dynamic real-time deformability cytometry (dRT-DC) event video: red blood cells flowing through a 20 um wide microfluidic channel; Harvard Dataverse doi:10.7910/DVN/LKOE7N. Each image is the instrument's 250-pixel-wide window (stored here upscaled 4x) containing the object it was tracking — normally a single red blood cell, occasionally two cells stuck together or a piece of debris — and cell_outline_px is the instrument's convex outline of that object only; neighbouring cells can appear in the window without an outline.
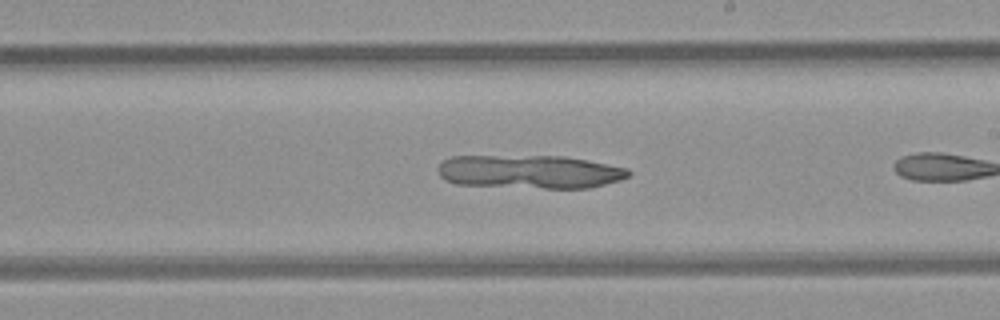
{"species": "common noctule bat (a hibernating species)", "species_latin": "Nyctalus noctula", "temperature_condition": "room temperature", "stored_images_in_passage": 16, "camera_frame_rate_fps": 3000, "um_per_image_px": 0.085, "animal": {"sex": "female", "body_mass_g": 21.9}, "frame": {"image": 1, "passage_image": 14, "time_ms": 4.333, "image_size_px": [1000, 320], "cell_outline_px": [[632, 172], [628, 176], [620, 180], [588, 188], [544, 188], [456, 184], [444, 180], [440, 176], [440, 164], [444, 160], [452, 156], [564, 156], [628, 168]], "centroid_in_image_um": [45.04, 14.6], "position_along_channel_um": 244.0, "area_um2": 36.93}}